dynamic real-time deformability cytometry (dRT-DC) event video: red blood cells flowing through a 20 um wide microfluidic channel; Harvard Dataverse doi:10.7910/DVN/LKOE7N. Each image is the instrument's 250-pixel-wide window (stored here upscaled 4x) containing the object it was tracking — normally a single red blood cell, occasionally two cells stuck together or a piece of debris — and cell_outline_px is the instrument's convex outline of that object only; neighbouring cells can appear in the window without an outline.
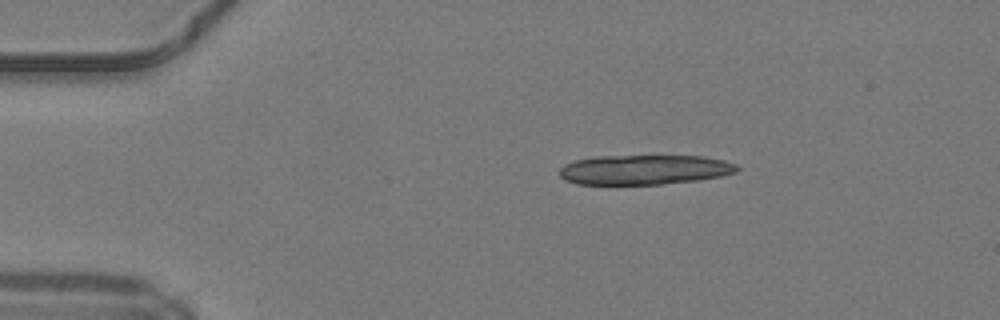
{"species": "common noctule bat (a hibernating species)", "species_latin": "Nyctalus noctula", "temperature_condition": "warm", "stored_images_in_passage": 41, "camera_frame_rate_fps": 3000, "um_per_image_px": 0.085, "animal": {"sex": "male", "body_mass_g": 19.2, "forearm_length_mm": 51.8}, "frame": {"image": 1, "passage_image": 1, "time_ms": 0.0, "image_size_px": [1000, 320], "cell_outline_px": [[740, 168], [736, 172], [720, 176], [696, 180], [660, 184], [576, 184], [564, 180], [560, 176], [560, 168], [564, 164], [576, 160], [596, 156], [704, 156], [724, 160], [736, 164]], "centroid_in_image_um": [54.76, 14.42], "position_along_channel_um": 30.2, "area_um2": 30.75}}
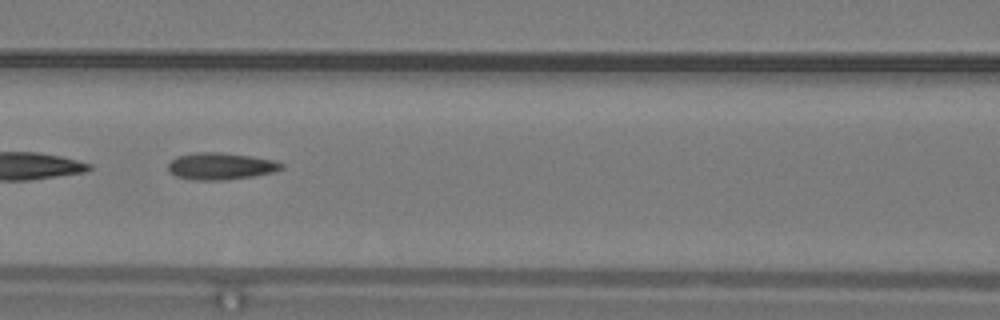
{"frame": {"image": 2, "passage_image": 14, "time_ms": 4.333, "image_size_px": [1000, 320], "cell_outline_px": [[284, 168], [272, 172], [252, 176], [224, 180], [192, 180], [176, 176], [168, 172], [168, 164], [176, 156], [196, 152], [220, 152], [248, 156], [272, 160], [284, 164]], "centroid_in_image_um": [18.71, 14.13], "position_along_channel_um": 147.9, "area_um2": 17.69}}
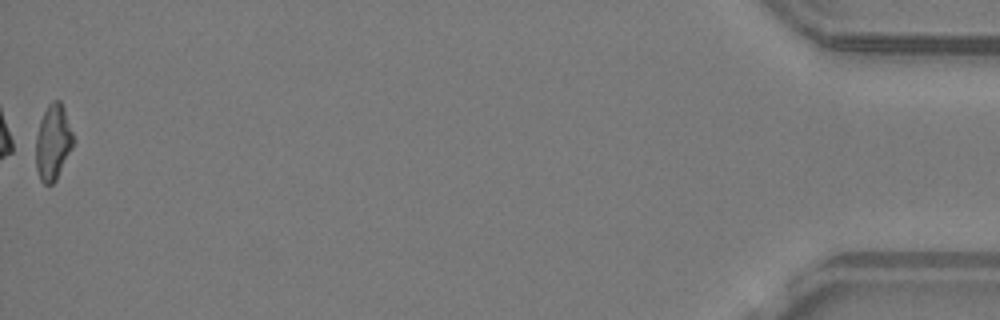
{"frame": {"image": 3, "passage_image": 41, "time_ms": 13.333, "image_size_px": [1000, 320], "cell_outline_px": [[76, 140], [56, 180], [52, 184], [44, 184], [40, 180], [36, 168], [36, 136], [40, 120], [48, 104], [52, 100], [60, 100], [64, 108]], "centroid_in_image_um": [4.52, 12.08], "position_along_channel_um": 430.7, "area_um2": 16.65}, "authors_computed_cell_mechanics": {"area_um2": 17.3978, "velocity_mm_per_s": 4.2472, "shape_relaxation_time_tau1_ms": null, "shape_relaxation_time_tau2_ms": 2.9689, "deformation_change_tau1": null, "deformation_change_tau2": 0.1284}}